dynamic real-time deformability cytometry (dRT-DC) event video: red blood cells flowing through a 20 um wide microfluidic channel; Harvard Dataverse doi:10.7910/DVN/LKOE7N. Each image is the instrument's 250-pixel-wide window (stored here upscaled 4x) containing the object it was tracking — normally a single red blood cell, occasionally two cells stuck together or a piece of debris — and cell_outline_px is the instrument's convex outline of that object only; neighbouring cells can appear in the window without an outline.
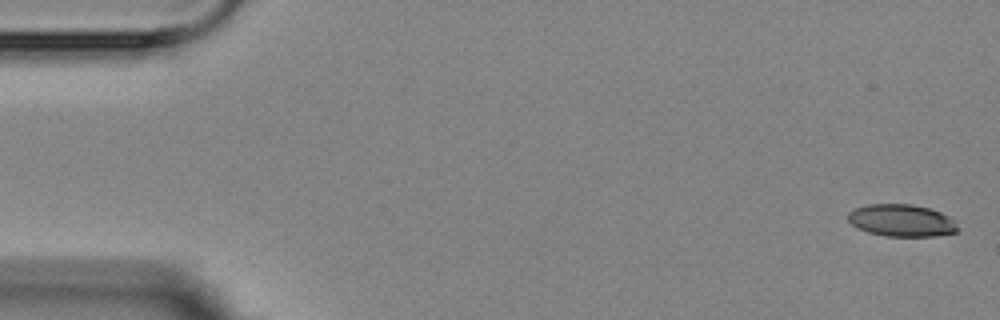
{"species": "Egyptian fruit bat (a non-hibernating species)", "species_latin": "Rousettus aegyptiacus", "temperature_condition": "room temperature", "stored_images_in_passage": 5, "camera_frame_rate_fps": 3000, "um_per_image_px": 0.085, "animal": {"sex": "female"}, "frame": {"image": 1, "passage_image": 1, "time_ms": 0.0, "image_size_px": [1000, 320], "cell_outline_px": [[960, 228], [956, 232], [936, 236], [884, 236], [868, 232], [852, 224], [848, 220], [848, 212], [856, 208], [868, 204], [912, 204], [928, 208], [940, 212], [956, 220]], "centroid_in_image_um": [76.68, 18.74], "position_along_channel_um": 8.3, "area_um2": 20.63}}
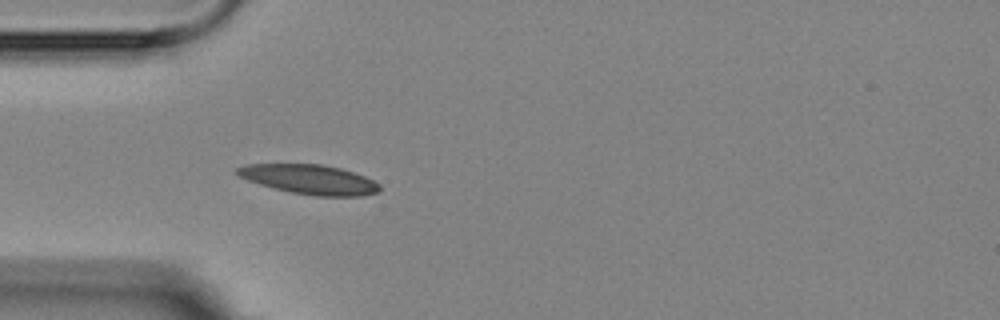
{"frame": {"image": 2, "passage_image": 5, "time_ms": 4.667, "image_size_px": [1000, 320], "cell_outline_px": [[380, 192], [360, 196], [316, 196], [292, 192], [260, 184], [248, 180], [232, 172], [236, 168], [248, 164], [320, 164], [340, 168], [364, 176], [380, 184]], "centroid_in_image_um": [26.31, 15.25], "position_along_channel_um": 58.7, "area_um2": 24.33}}